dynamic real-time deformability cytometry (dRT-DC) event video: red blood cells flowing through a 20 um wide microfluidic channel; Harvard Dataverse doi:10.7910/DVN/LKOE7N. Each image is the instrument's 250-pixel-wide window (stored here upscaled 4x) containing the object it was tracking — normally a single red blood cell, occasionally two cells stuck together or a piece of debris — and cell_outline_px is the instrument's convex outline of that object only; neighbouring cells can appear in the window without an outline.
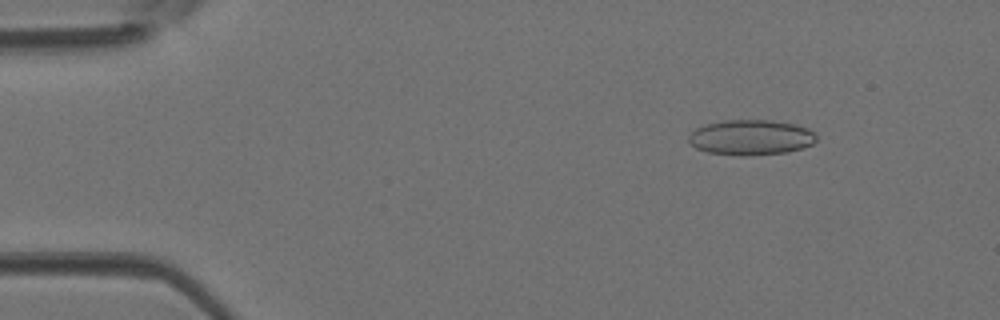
{"species": "Egyptian fruit bat (a non-hibernating species)", "species_latin": "Rousettus aegyptiacus", "temperature_condition": "room temperature", "stored_images_in_passage": 44, "camera_frame_rate_fps": 3000, "um_per_image_px": 0.085, "animal": {"sex": "female"}, "frame": {"image": 1, "passage_image": 6, "time_ms": 1.667, "image_size_px": [1000, 320], "cell_outline_px": [[816, 140], [812, 144], [788, 152], [740, 156], [708, 152], [696, 148], [688, 140], [688, 136], [696, 128], [704, 124], [724, 120], [772, 120], [796, 124], [808, 128], [816, 132]], "centroid_in_image_um": [63.84, 11.67], "position_along_channel_um": 21.2, "area_um2": 26.36}}
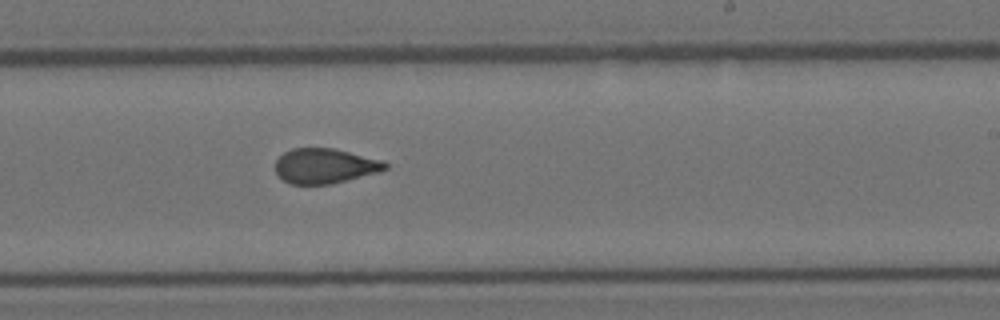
{"frame": {"image": 2, "passage_image": 27, "time_ms": 8.667, "image_size_px": [1000, 320], "cell_outline_px": [[388, 168], [376, 172], [332, 184], [288, 184], [276, 172], [276, 160], [284, 152], [292, 148], [332, 148], [384, 160], [388, 164]], "centroid_in_image_um": [27.61, 14.1], "position_along_channel_um": 261.4, "area_um2": 22.25}}
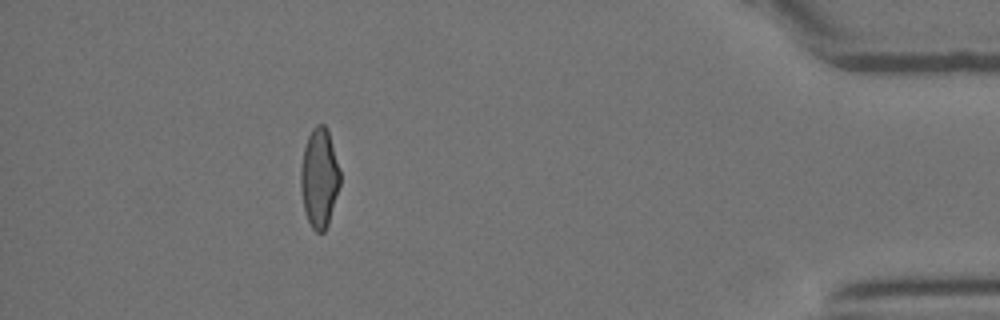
{"frame": {"image": 3, "passage_image": 40, "time_ms": 13.0, "image_size_px": [1000, 320], "cell_outline_px": [[340, 184], [328, 224], [324, 232], [316, 232], [312, 228], [308, 220], [304, 208], [300, 188], [300, 168], [304, 148], [308, 136], [312, 128], [316, 124], [324, 124], [328, 128], [340, 168]], "centroid_in_image_um": [27.14, 15.08], "position_along_channel_um": 408.1, "area_um2": 22.95}}